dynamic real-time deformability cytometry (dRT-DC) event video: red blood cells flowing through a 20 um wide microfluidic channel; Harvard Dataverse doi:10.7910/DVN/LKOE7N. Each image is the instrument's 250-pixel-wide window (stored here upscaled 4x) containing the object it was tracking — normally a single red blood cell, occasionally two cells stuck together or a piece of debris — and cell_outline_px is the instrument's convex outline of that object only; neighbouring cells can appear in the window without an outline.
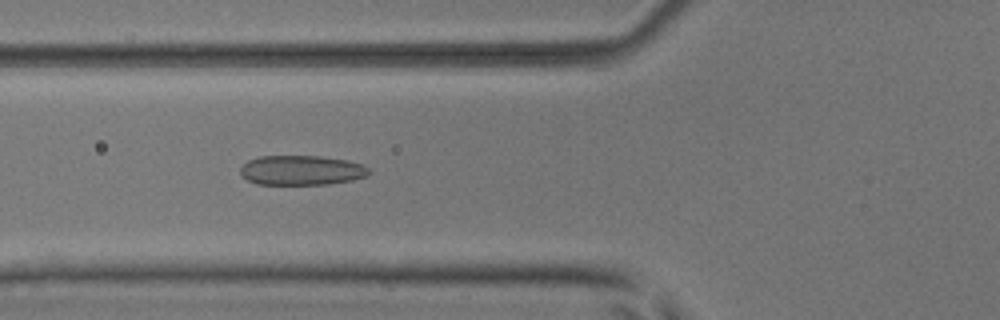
{"species": "common noctule bat (a hibernating species)", "species_latin": "Nyctalus noctula", "temperature_condition": "room temperature", "stored_images_in_passage": 41, "camera_frame_rate_fps": 3000, "um_per_image_px": 0.085, "animal": {"sex": "male", "body_mass_g": 17.9, "forearm_length_mm": 54.2}, "frame": {"image": 1, "passage_image": 10, "time_ms": 3.0, "image_size_px": [1000, 320], "cell_outline_px": [[372, 172], [368, 176], [352, 180], [328, 184], [256, 184], [248, 180], [240, 172], [240, 168], [248, 160], [260, 156], [320, 156], [348, 160], [364, 164]], "centroid_in_image_um": [25.68, 14.47], "position_along_channel_um": 100.1, "area_um2": 22.37}}
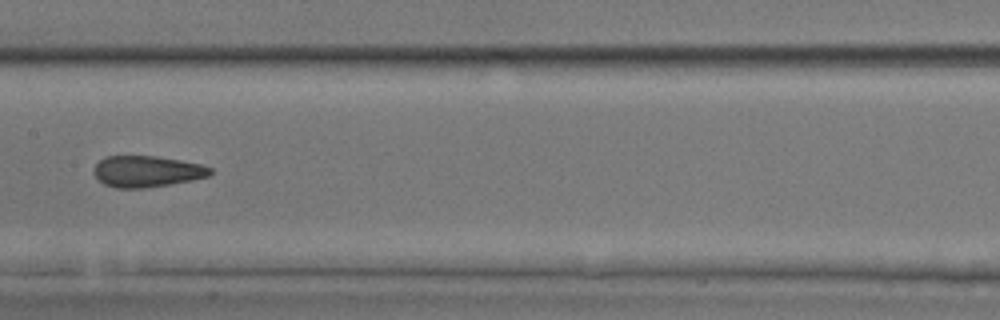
{"frame": {"image": 2, "passage_image": 17, "time_ms": 5.333, "image_size_px": [1000, 320], "cell_outline_px": [[212, 172], [208, 176], [192, 180], [144, 188], [116, 188], [104, 184], [92, 172], [96, 164], [104, 156], [156, 156], [180, 160], [200, 164], [212, 168]], "centroid_in_image_um": [12.47, 14.56], "position_along_channel_um": 194.9, "area_um2": 21.1}}
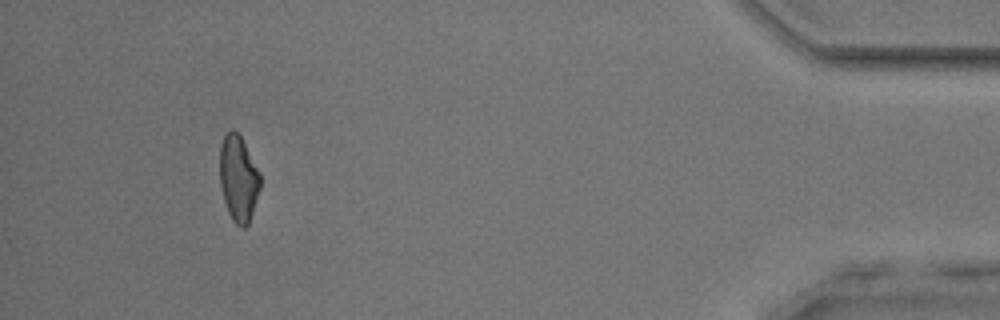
{"frame": {"image": 3, "passage_image": 38, "time_ms": 12.333, "image_size_px": [1000, 320], "cell_outline_px": [[260, 188], [248, 224], [244, 228], [240, 228], [232, 220], [228, 212], [224, 200], [220, 184], [220, 144], [224, 136], [232, 128], [240, 136], [260, 172]], "centroid_in_image_um": [20.26, 15.18], "position_along_channel_um": 414.9, "area_um2": 20.11}, "authors_computed_cell_mechanics": {"area_um2": 21.1548, "velocity_mm_per_s": 4.0566, "shape_relaxation_time_tau1_ms": 11.2214, "shape_relaxation_time_tau2_ms": 2.3201, "deformation_change_tau1": 0.2275, "deformation_change_tau2": 0.1013}}